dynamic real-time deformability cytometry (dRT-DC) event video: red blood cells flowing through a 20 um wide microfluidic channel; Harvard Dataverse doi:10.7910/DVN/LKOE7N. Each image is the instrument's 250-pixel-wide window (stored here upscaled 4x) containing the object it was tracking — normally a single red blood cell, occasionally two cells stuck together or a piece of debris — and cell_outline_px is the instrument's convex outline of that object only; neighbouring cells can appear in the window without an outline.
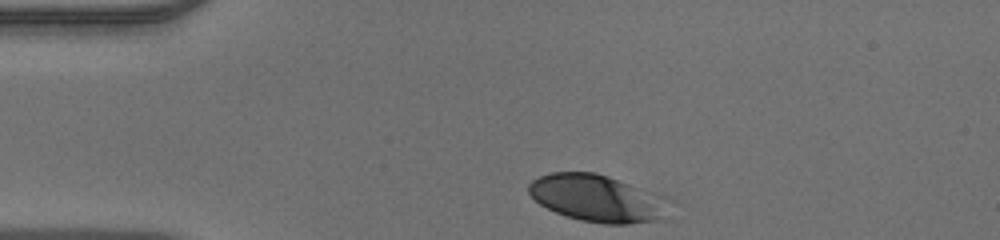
{"species": "human", "species_latin": "Homo sapiens", "temperature_condition": "warm", "stored_images_in_passage": 31, "camera_frame_rate_fps": 3000, "um_per_image_px": 0.085, "donor": {"sex": "male"}, "frame": {"image": 1, "passage_image": 1, "time_ms": 0.0, "image_size_px": [1000, 240], "cell_outline_px": [[664, 196], [656, 220], [628, 224], [604, 224], [580, 220], [556, 212], [540, 204], [528, 192], [528, 184], [532, 180], [540, 176], [552, 172], [596, 172], [608, 176]], "centroid_in_image_um": [50.61, 16.82], "position_along_channel_um": 34.4, "area_um2": 37.28}}
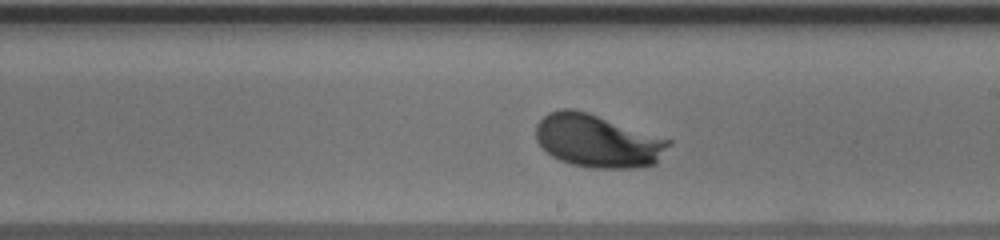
{"frame": {"image": 2, "passage_image": 19, "time_ms": 6.0, "image_size_px": [1000, 240], "cell_outline_px": [[672, 144], [656, 164], [636, 168], [592, 168], [572, 164], [560, 160], [552, 156], [536, 140], [536, 124], [548, 112], [560, 108], [572, 108], [588, 112], [672, 140]], "centroid_in_image_um": [50.82, 11.97], "position_along_channel_um": 238.2, "area_um2": 41.15}}
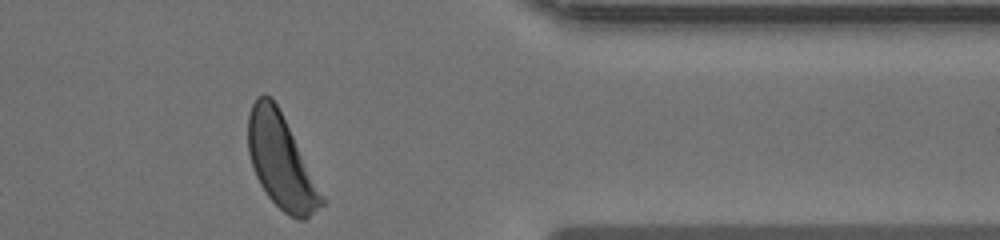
{"frame": {"image": 3, "passage_image": 31, "time_ms": 10.0, "image_size_px": [1000, 240], "cell_outline_px": [[324, 204], [304, 220], [300, 220], [288, 216], [268, 196], [260, 184], [256, 176], [248, 152], [248, 116], [252, 104], [256, 96], [264, 92], [272, 96], [324, 200]], "centroid_in_image_um": [23.82, 13.7], "position_along_channel_um": 387.6, "area_um2": 38.78}}